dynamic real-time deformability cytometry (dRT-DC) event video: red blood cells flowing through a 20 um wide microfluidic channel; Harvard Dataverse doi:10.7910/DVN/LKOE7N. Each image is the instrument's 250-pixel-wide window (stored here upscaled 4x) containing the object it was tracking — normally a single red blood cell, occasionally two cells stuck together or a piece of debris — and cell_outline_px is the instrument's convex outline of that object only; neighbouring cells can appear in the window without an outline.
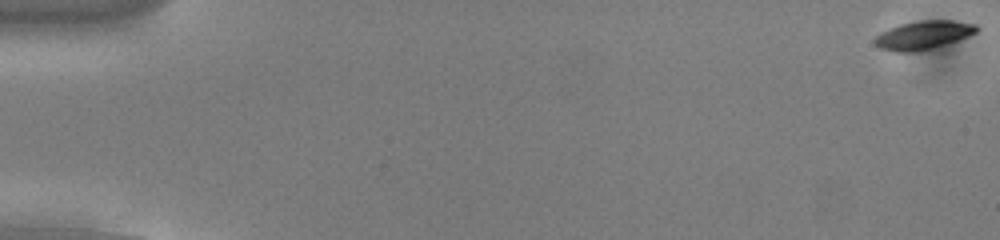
{"species": "common noctule bat (a hibernating species)", "species_latin": "Nyctalus noctula", "temperature_condition": "cold", "stored_images_in_passage": 55, "camera_frame_rate_fps": 3000, "um_per_image_px": 0.085, "animal": {"sex": "male", "body_mass_g": 13.0, "forearm_length_mm": 53.1}, "frame": {"image": 1, "passage_image": 1, "time_ms": 0.0, "image_size_px": [1000, 240], "cell_outline_px": [[980, 28], [976, 32], [968, 36], [932, 48], [912, 52], [892, 52], [880, 48], [872, 40], [880, 32], [888, 28], [900, 24], [920, 20], [952, 20], [976, 24]], "centroid_in_image_um": [78.45, 2.97], "position_along_channel_um": 6.6, "area_um2": 16.94}}
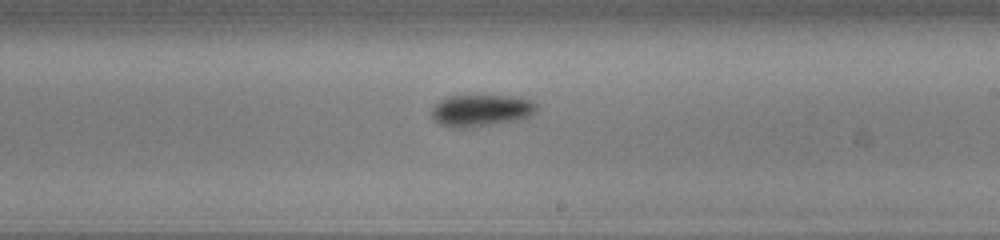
{"frame": {"image": 2, "passage_image": 33, "time_ms": 10.667, "image_size_px": [1000, 240], "cell_outline_px": [[536, 108], [528, 116], [512, 120], [472, 128], [452, 128], [440, 124], [432, 120], [432, 108], [440, 100], [448, 96], [516, 96], [532, 100], [536, 104]], "centroid_in_image_um": [40.83, 9.39], "position_along_channel_um": 248.2, "area_um2": 19.31}}
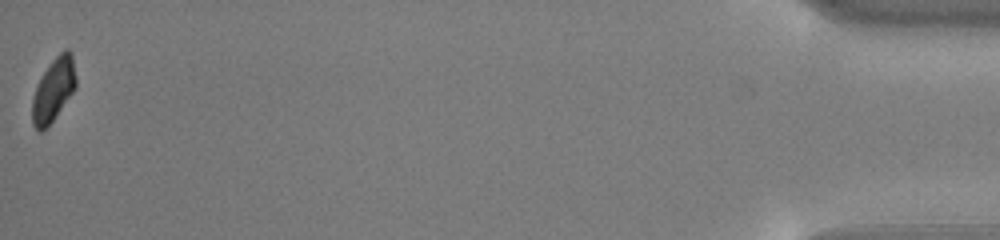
{"frame": {"image": 3, "passage_image": 55, "time_ms": 18.0, "image_size_px": [1000, 240], "cell_outline_px": [[76, 88], [52, 120], [40, 132], [32, 124], [32, 100], [36, 88], [44, 72], [52, 60], [64, 48], [68, 48], [72, 56], [76, 76]], "centroid_in_image_um": [4.56, 7.6], "position_along_channel_um": 430.6, "area_um2": 15.72}, "authors_computed_cell_mechanics": {"area_um2": 17.34, "velocity_mm_per_s": 3.7939, "shape_relaxation_time_tau1_ms": 4.0457, "shape_relaxation_time_tau2_ms": null, "deformation_change_tau1": 0.1574, "deformation_change_tau2": null}}